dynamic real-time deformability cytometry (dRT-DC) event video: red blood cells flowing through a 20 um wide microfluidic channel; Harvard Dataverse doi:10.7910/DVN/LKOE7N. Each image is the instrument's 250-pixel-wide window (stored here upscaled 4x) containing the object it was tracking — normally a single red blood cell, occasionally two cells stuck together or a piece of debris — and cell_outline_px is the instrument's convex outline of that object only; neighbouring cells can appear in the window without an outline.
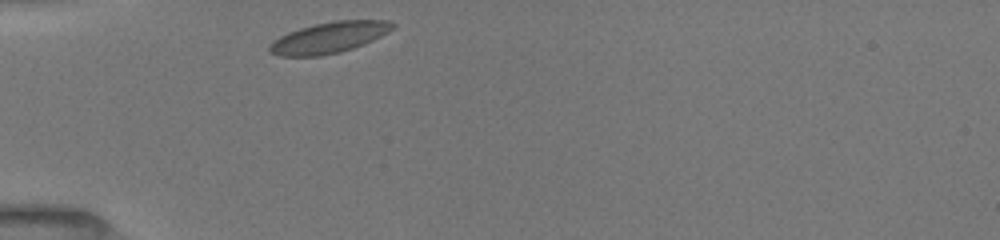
{"species": "common noctule bat (a hibernating species)", "species_latin": "Nyctalus noctula", "temperature_condition": "room temperature", "stored_images_in_passage": 30, "camera_frame_rate_fps": 3000, "um_per_image_px": 0.085, "animal": {"sex": "female", "body_mass_g": 19.5, "forearm_length_mm": 54.1}, "frame": {"image": 1, "passage_image": 1, "time_ms": 0.0, "image_size_px": [1000, 240], "cell_outline_px": [[396, 24], [388, 32], [364, 44], [340, 52], [320, 56], [280, 56], [268, 52], [268, 44], [280, 36], [288, 32], [300, 28], [316, 24], [336, 20], [388, 20]], "centroid_in_image_um": [27.94, 3.19], "position_along_channel_um": 57.1, "area_um2": 22.2}}
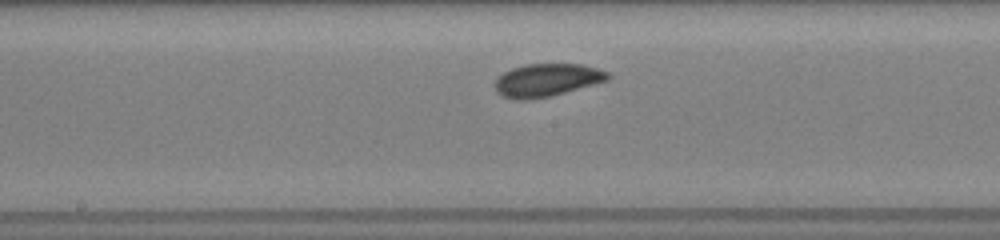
{"frame": {"image": 2, "passage_image": 13, "time_ms": 4.0, "image_size_px": [1000, 240], "cell_outline_px": [[612, 76], [608, 80], [564, 92], [548, 96], [528, 100], [512, 100], [500, 96], [496, 92], [492, 84], [504, 72], [512, 68], [524, 64], [580, 64], [596, 68], [608, 72]], "centroid_in_image_um": [46.42, 6.81], "position_along_channel_um": 201.8, "area_um2": 21.68}}
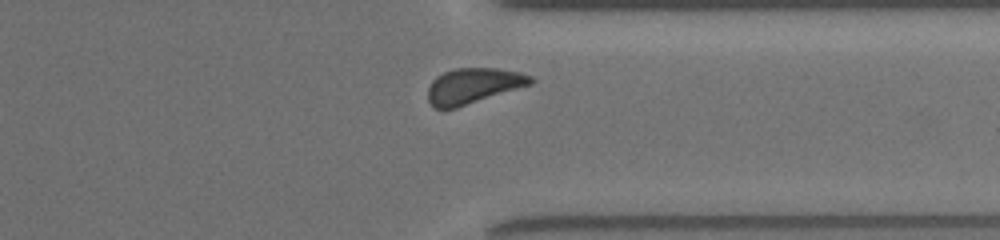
{"frame": {"image": 3, "passage_image": 26, "time_ms": 8.333, "image_size_px": [1000, 240], "cell_outline_px": [[536, 80], [532, 84], [444, 112], [436, 108], [428, 100], [428, 88], [432, 80], [436, 76], [444, 72], [456, 68], [496, 68], [520, 72], [532, 76]], "centroid_in_image_um": [40.22, 7.31], "position_along_channel_um": 371.2, "area_um2": 21.56}, "authors_computed_cell_mechanics": {"area_um2": 21.5305, "velocity_mm_per_s": 3.903, "shape_relaxation_time_tau1_ms": 1.548, "shape_relaxation_time_tau2_ms": null, "deformation_change_tau1": 0.0697, "deformation_change_tau2": null}}